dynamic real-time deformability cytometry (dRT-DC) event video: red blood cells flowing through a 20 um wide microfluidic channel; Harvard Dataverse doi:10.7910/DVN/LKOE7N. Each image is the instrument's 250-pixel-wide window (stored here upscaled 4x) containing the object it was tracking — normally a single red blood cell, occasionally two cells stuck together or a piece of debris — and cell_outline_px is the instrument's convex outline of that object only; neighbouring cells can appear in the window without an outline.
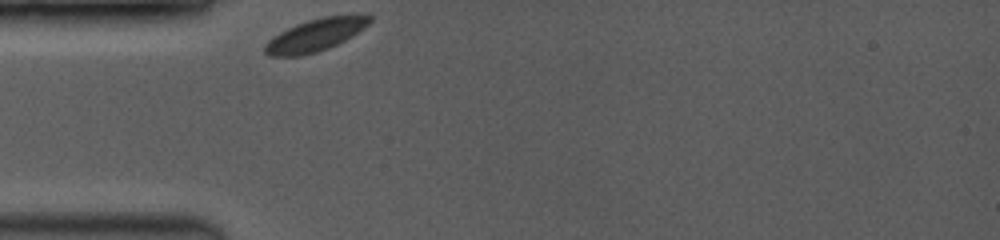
{"species": "common noctule bat (a hibernating species)", "species_latin": "Nyctalus noctula", "temperature_condition": "room temperature", "stored_images_in_passage": 49, "camera_frame_rate_fps": 3500, "um_per_image_px": 0.085, "animal": {"sex": "female", "body_mass_g": 19.0, "forearm_length_mm": 53.3}, "frame": {"image": 1, "passage_image": 1, "time_ms": 0.0, "image_size_px": [1000, 240], "cell_outline_px": [[372, 20], [364, 28], [352, 36], [328, 48], [316, 52], [300, 56], [268, 56], [264, 52], [264, 44], [272, 36], [296, 24], [308, 20], [324, 16], [368, 12], [372, 16]], "centroid_in_image_um": [26.86, 2.94], "position_along_channel_um": 58.1, "area_um2": 20.17}}
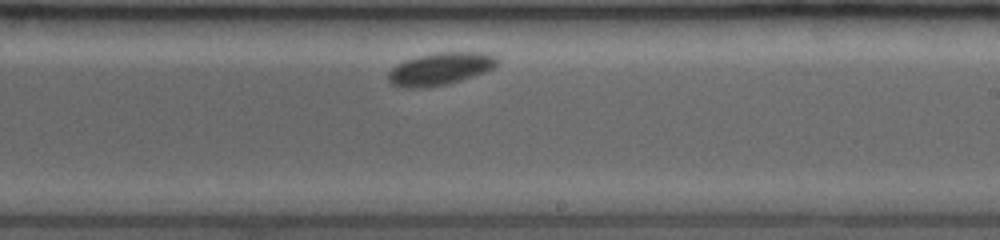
{"frame": {"image": 2, "passage_image": 33, "time_ms": 5.429, "image_size_px": [1000, 240], "cell_outline_px": [[500, 60], [492, 68], [484, 72], [448, 84], [424, 88], [400, 88], [392, 84], [388, 80], [388, 72], [396, 64], [404, 60], [416, 56], [436, 52], [488, 52], [496, 56]], "centroid_in_image_um": [37.39, 5.84], "position_along_channel_um": 251.6, "area_um2": 20.87}}
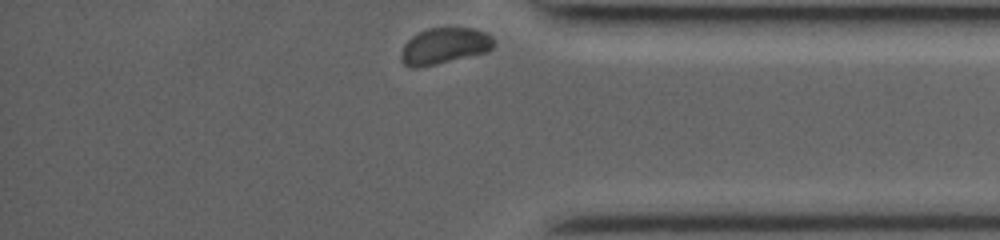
{"frame": {"image": 3, "passage_image": 49, "time_ms": 9.429, "image_size_px": [1000, 240], "cell_outline_px": [[496, 44], [488, 52], [416, 68], [412, 68], [404, 64], [400, 60], [400, 56], [404, 44], [412, 36], [428, 28], [476, 28], [488, 32], [496, 40]], "centroid_in_image_um": [37.82, 3.89], "position_along_channel_um": 397.4, "area_um2": 19.71}, "authors_computed_cell_mechanics": {"area_um2": 20.0566, "velocity_mm_per_s": 3.6437, "shape_relaxation_time_tau1_ms": 0.4348, "shape_relaxation_time_tau2_ms": null, "deformation_change_tau1": 0.0274, "deformation_change_tau2": null}}